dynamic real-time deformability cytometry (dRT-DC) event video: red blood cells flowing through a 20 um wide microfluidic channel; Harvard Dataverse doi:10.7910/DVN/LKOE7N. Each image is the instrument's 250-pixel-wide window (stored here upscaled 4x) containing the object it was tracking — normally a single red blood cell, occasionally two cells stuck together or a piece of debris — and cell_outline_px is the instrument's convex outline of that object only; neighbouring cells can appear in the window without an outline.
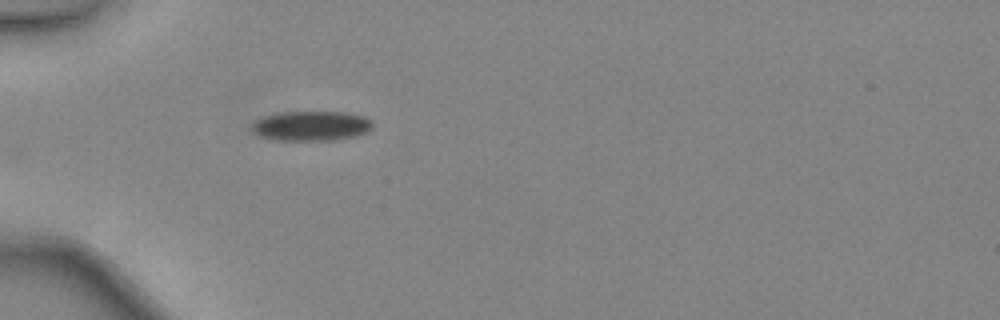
{"species": "common noctule bat (a hibernating species)", "species_latin": "Nyctalus noctula", "temperature_condition": "warm", "stored_images_in_passage": 23, "camera_frame_rate_fps": 3000, "um_per_image_px": 0.085, "animal": {"sex": "female", "body_mass_g": 24.6, "forearm_length_mm": 56.2}, "frame": {"image": 1, "passage_image": 1, "time_ms": 0.0, "image_size_px": [1000, 320], "cell_outline_px": [[372, 128], [356, 136], [332, 140], [276, 140], [260, 136], [252, 132], [252, 124], [256, 120], [264, 116], [280, 112], [344, 112], [364, 116], [372, 120]], "centroid_in_image_um": [26.44, 10.7], "position_along_channel_um": 58.6, "area_um2": 20.92}}
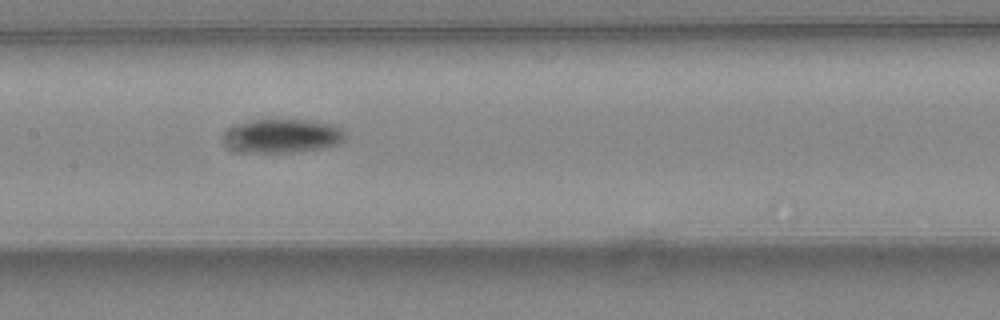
{"frame": {"image": 2, "passage_image": 10, "time_ms": 3.0, "image_size_px": [1000, 320], "cell_outline_px": [[348, 132], [344, 140], [336, 144], [324, 148], [296, 152], [236, 152], [228, 144], [228, 128], [236, 124], [248, 120], [312, 120], [332, 124], [344, 128]], "centroid_in_image_um": [24.11, 11.54], "position_along_channel_um": 183.3, "area_um2": 23.93}}
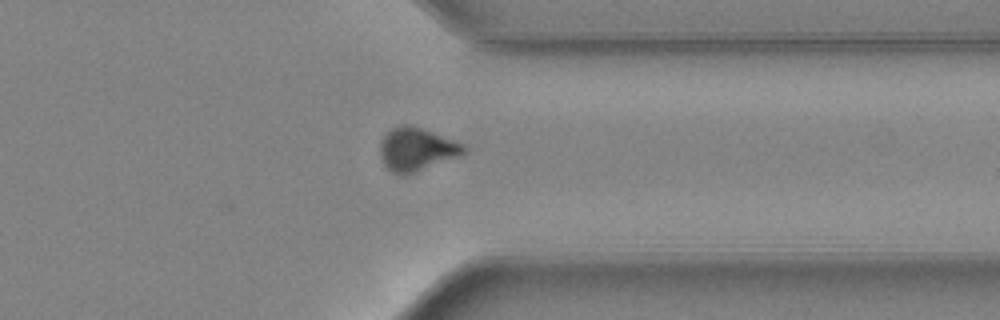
{"frame": {"image": 3, "passage_image": 23, "time_ms": 7.333, "image_size_px": [1000, 320], "cell_outline_px": [[468, 152], [460, 156], [400, 176], [392, 172], [384, 164], [380, 156], [380, 140], [392, 128], [400, 124], [408, 124], [432, 132], [464, 144], [468, 148]], "centroid_in_image_um": [35.41, 12.68], "position_along_channel_um": 376.0, "area_um2": 20.87}, "authors_computed_cell_mechanics": {"area_um2": 22.5998, "velocity_mm_per_s": 4.474, "shape_relaxation_time_tau1_ms": 4.5879, "shape_relaxation_time_tau2_ms": null, "deformation_change_tau1": 0.1308, "deformation_change_tau2": null}}